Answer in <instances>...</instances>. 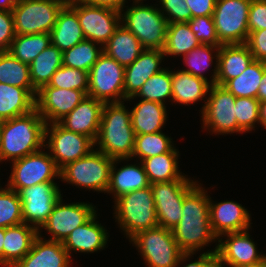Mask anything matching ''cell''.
Listing matches in <instances>:
<instances>
[{"instance_id":"1","label":"cell","mask_w":266,"mask_h":267,"mask_svg":"<svg viewBox=\"0 0 266 267\" xmlns=\"http://www.w3.org/2000/svg\"><path fill=\"white\" fill-rule=\"evenodd\" d=\"M200 184H196L184 197L182 217L172 229L177 245L184 253H195L215 242L216 235L211 228L209 197Z\"/></svg>"},{"instance_id":"2","label":"cell","mask_w":266,"mask_h":267,"mask_svg":"<svg viewBox=\"0 0 266 267\" xmlns=\"http://www.w3.org/2000/svg\"><path fill=\"white\" fill-rule=\"evenodd\" d=\"M46 122L36 109L0 121L1 162L12 161L40 151L45 144Z\"/></svg>"},{"instance_id":"3","label":"cell","mask_w":266,"mask_h":267,"mask_svg":"<svg viewBox=\"0 0 266 267\" xmlns=\"http://www.w3.org/2000/svg\"><path fill=\"white\" fill-rule=\"evenodd\" d=\"M125 103H105L100 121L99 133L95 141L96 150L113 159L132 160L135 131L131 124V114ZM98 144V145H97Z\"/></svg>"},{"instance_id":"4","label":"cell","mask_w":266,"mask_h":267,"mask_svg":"<svg viewBox=\"0 0 266 267\" xmlns=\"http://www.w3.org/2000/svg\"><path fill=\"white\" fill-rule=\"evenodd\" d=\"M114 202L116 221L129 239L141 231L159 226L150 186L124 194Z\"/></svg>"},{"instance_id":"5","label":"cell","mask_w":266,"mask_h":267,"mask_svg":"<svg viewBox=\"0 0 266 267\" xmlns=\"http://www.w3.org/2000/svg\"><path fill=\"white\" fill-rule=\"evenodd\" d=\"M129 241L138 248L148 267H178L195 253H184L172 230L157 226L137 233Z\"/></svg>"},{"instance_id":"6","label":"cell","mask_w":266,"mask_h":267,"mask_svg":"<svg viewBox=\"0 0 266 267\" xmlns=\"http://www.w3.org/2000/svg\"><path fill=\"white\" fill-rule=\"evenodd\" d=\"M139 3L135 2L125 13L121 12V24L136 36L144 49L163 51L168 21L158 7Z\"/></svg>"},{"instance_id":"7","label":"cell","mask_w":266,"mask_h":267,"mask_svg":"<svg viewBox=\"0 0 266 267\" xmlns=\"http://www.w3.org/2000/svg\"><path fill=\"white\" fill-rule=\"evenodd\" d=\"M113 160L93 149L88 155L62 167L60 179L81 188L107 193Z\"/></svg>"},{"instance_id":"8","label":"cell","mask_w":266,"mask_h":267,"mask_svg":"<svg viewBox=\"0 0 266 267\" xmlns=\"http://www.w3.org/2000/svg\"><path fill=\"white\" fill-rule=\"evenodd\" d=\"M66 4L64 0H18L12 10L15 34H50Z\"/></svg>"},{"instance_id":"9","label":"cell","mask_w":266,"mask_h":267,"mask_svg":"<svg viewBox=\"0 0 266 267\" xmlns=\"http://www.w3.org/2000/svg\"><path fill=\"white\" fill-rule=\"evenodd\" d=\"M88 75V96L104 103L126 101L124 97L125 67L115 59L103 52Z\"/></svg>"},{"instance_id":"10","label":"cell","mask_w":266,"mask_h":267,"mask_svg":"<svg viewBox=\"0 0 266 267\" xmlns=\"http://www.w3.org/2000/svg\"><path fill=\"white\" fill-rule=\"evenodd\" d=\"M252 0H217L213 13L217 37L222 45L245 44Z\"/></svg>"},{"instance_id":"11","label":"cell","mask_w":266,"mask_h":267,"mask_svg":"<svg viewBox=\"0 0 266 267\" xmlns=\"http://www.w3.org/2000/svg\"><path fill=\"white\" fill-rule=\"evenodd\" d=\"M67 4L77 13L86 40L104 46L120 26L121 12L118 10L93 6L82 0H74Z\"/></svg>"},{"instance_id":"12","label":"cell","mask_w":266,"mask_h":267,"mask_svg":"<svg viewBox=\"0 0 266 267\" xmlns=\"http://www.w3.org/2000/svg\"><path fill=\"white\" fill-rule=\"evenodd\" d=\"M11 163L12 171L6 186L16 192L39 183L54 182L55 177L60 178V169L50 153L41 150Z\"/></svg>"},{"instance_id":"13","label":"cell","mask_w":266,"mask_h":267,"mask_svg":"<svg viewBox=\"0 0 266 267\" xmlns=\"http://www.w3.org/2000/svg\"><path fill=\"white\" fill-rule=\"evenodd\" d=\"M196 182L185 175L182 180L150 184L159 226L172 230L179 223L183 199Z\"/></svg>"},{"instance_id":"14","label":"cell","mask_w":266,"mask_h":267,"mask_svg":"<svg viewBox=\"0 0 266 267\" xmlns=\"http://www.w3.org/2000/svg\"><path fill=\"white\" fill-rule=\"evenodd\" d=\"M46 139L49 141L44 146L48 147L50 155L59 169L88 155L95 147V142L91 138L68 131L59 123L46 124Z\"/></svg>"},{"instance_id":"15","label":"cell","mask_w":266,"mask_h":267,"mask_svg":"<svg viewBox=\"0 0 266 267\" xmlns=\"http://www.w3.org/2000/svg\"><path fill=\"white\" fill-rule=\"evenodd\" d=\"M235 99L223 86L211 85L209 97L201 110L203 129L222 135L238 133Z\"/></svg>"},{"instance_id":"16","label":"cell","mask_w":266,"mask_h":267,"mask_svg":"<svg viewBox=\"0 0 266 267\" xmlns=\"http://www.w3.org/2000/svg\"><path fill=\"white\" fill-rule=\"evenodd\" d=\"M17 193L21 200L23 223L31 224L41 232V226L48 220L50 213L62 197L57 183H39L20 189Z\"/></svg>"},{"instance_id":"17","label":"cell","mask_w":266,"mask_h":267,"mask_svg":"<svg viewBox=\"0 0 266 267\" xmlns=\"http://www.w3.org/2000/svg\"><path fill=\"white\" fill-rule=\"evenodd\" d=\"M62 200V197L58 200L41 229L44 228L52 235L48 240L63 243L75 228L86 223L96 213V207L84 202L65 205Z\"/></svg>"},{"instance_id":"18","label":"cell","mask_w":266,"mask_h":267,"mask_svg":"<svg viewBox=\"0 0 266 267\" xmlns=\"http://www.w3.org/2000/svg\"><path fill=\"white\" fill-rule=\"evenodd\" d=\"M86 96L81 90L43 86L37 91L35 109L45 120L46 124L58 123Z\"/></svg>"},{"instance_id":"19","label":"cell","mask_w":266,"mask_h":267,"mask_svg":"<svg viewBox=\"0 0 266 267\" xmlns=\"http://www.w3.org/2000/svg\"><path fill=\"white\" fill-rule=\"evenodd\" d=\"M248 230L223 234L226 240L218 238L217 264L219 267H241L264 260L265 254H259L256 244L250 239Z\"/></svg>"},{"instance_id":"20","label":"cell","mask_w":266,"mask_h":267,"mask_svg":"<svg viewBox=\"0 0 266 267\" xmlns=\"http://www.w3.org/2000/svg\"><path fill=\"white\" fill-rule=\"evenodd\" d=\"M216 58L211 85L224 86L229 80L240 76L254 61L246 44L222 45Z\"/></svg>"},{"instance_id":"21","label":"cell","mask_w":266,"mask_h":267,"mask_svg":"<svg viewBox=\"0 0 266 267\" xmlns=\"http://www.w3.org/2000/svg\"><path fill=\"white\" fill-rule=\"evenodd\" d=\"M104 104V102L87 95L58 123L66 130L86 135L95 142L99 133Z\"/></svg>"},{"instance_id":"22","label":"cell","mask_w":266,"mask_h":267,"mask_svg":"<svg viewBox=\"0 0 266 267\" xmlns=\"http://www.w3.org/2000/svg\"><path fill=\"white\" fill-rule=\"evenodd\" d=\"M209 198V217L211 228L217 238L230 232L249 229L250 214L241 204L234 201H221L214 204Z\"/></svg>"},{"instance_id":"23","label":"cell","mask_w":266,"mask_h":267,"mask_svg":"<svg viewBox=\"0 0 266 267\" xmlns=\"http://www.w3.org/2000/svg\"><path fill=\"white\" fill-rule=\"evenodd\" d=\"M165 58L164 52L158 49H144L138 58L125 67L124 97L135 96L142 85L153 75L161 72L160 64Z\"/></svg>"},{"instance_id":"24","label":"cell","mask_w":266,"mask_h":267,"mask_svg":"<svg viewBox=\"0 0 266 267\" xmlns=\"http://www.w3.org/2000/svg\"><path fill=\"white\" fill-rule=\"evenodd\" d=\"M71 260L62 242L42 239L39 232L31 250L13 267H69Z\"/></svg>"},{"instance_id":"25","label":"cell","mask_w":266,"mask_h":267,"mask_svg":"<svg viewBox=\"0 0 266 267\" xmlns=\"http://www.w3.org/2000/svg\"><path fill=\"white\" fill-rule=\"evenodd\" d=\"M95 213L86 223L75 228L63 242L71 257V252L93 253L103 249L108 241L107 230L99 224Z\"/></svg>"},{"instance_id":"26","label":"cell","mask_w":266,"mask_h":267,"mask_svg":"<svg viewBox=\"0 0 266 267\" xmlns=\"http://www.w3.org/2000/svg\"><path fill=\"white\" fill-rule=\"evenodd\" d=\"M39 230L26 223L5 228L3 266L13 267L32 248Z\"/></svg>"},{"instance_id":"27","label":"cell","mask_w":266,"mask_h":267,"mask_svg":"<svg viewBox=\"0 0 266 267\" xmlns=\"http://www.w3.org/2000/svg\"><path fill=\"white\" fill-rule=\"evenodd\" d=\"M121 160H128V158L113 160L110 171L109 186L107 189L108 193L113 194L115 200L124 194L150 186L147 174L144 171L141 161L139 163L141 166H138L137 164H130L122 166L120 169H116V164L121 162Z\"/></svg>"},{"instance_id":"28","label":"cell","mask_w":266,"mask_h":267,"mask_svg":"<svg viewBox=\"0 0 266 267\" xmlns=\"http://www.w3.org/2000/svg\"><path fill=\"white\" fill-rule=\"evenodd\" d=\"M50 35L51 44L61 52L85 40L77 13L68 4L59 12L57 22Z\"/></svg>"},{"instance_id":"29","label":"cell","mask_w":266,"mask_h":267,"mask_svg":"<svg viewBox=\"0 0 266 267\" xmlns=\"http://www.w3.org/2000/svg\"><path fill=\"white\" fill-rule=\"evenodd\" d=\"M130 114L135 135L161 132L168 118L165 104L148 100H139Z\"/></svg>"},{"instance_id":"30","label":"cell","mask_w":266,"mask_h":267,"mask_svg":"<svg viewBox=\"0 0 266 267\" xmlns=\"http://www.w3.org/2000/svg\"><path fill=\"white\" fill-rule=\"evenodd\" d=\"M143 50L136 36L122 24L103 46V52L124 67L131 65Z\"/></svg>"},{"instance_id":"31","label":"cell","mask_w":266,"mask_h":267,"mask_svg":"<svg viewBox=\"0 0 266 267\" xmlns=\"http://www.w3.org/2000/svg\"><path fill=\"white\" fill-rule=\"evenodd\" d=\"M172 77V99L171 101L183 105L193 104L209 93L211 84L182 70L171 71Z\"/></svg>"},{"instance_id":"32","label":"cell","mask_w":266,"mask_h":267,"mask_svg":"<svg viewBox=\"0 0 266 267\" xmlns=\"http://www.w3.org/2000/svg\"><path fill=\"white\" fill-rule=\"evenodd\" d=\"M179 151L173 147L164 154L148 157L141 161L150 184L182 180L185 176L178 170Z\"/></svg>"},{"instance_id":"33","label":"cell","mask_w":266,"mask_h":267,"mask_svg":"<svg viewBox=\"0 0 266 267\" xmlns=\"http://www.w3.org/2000/svg\"><path fill=\"white\" fill-rule=\"evenodd\" d=\"M35 109V98L22 87L0 83V121L25 115Z\"/></svg>"},{"instance_id":"34","label":"cell","mask_w":266,"mask_h":267,"mask_svg":"<svg viewBox=\"0 0 266 267\" xmlns=\"http://www.w3.org/2000/svg\"><path fill=\"white\" fill-rule=\"evenodd\" d=\"M63 65V52L52 44L42 51L29 65L30 79L38 91L51 80L52 75Z\"/></svg>"},{"instance_id":"35","label":"cell","mask_w":266,"mask_h":267,"mask_svg":"<svg viewBox=\"0 0 266 267\" xmlns=\"http://www.w3.org/2000/svg\"><path fill=\"white\" fill-rule=\"evenodd\" d=\"M0 83L25 88L34 98L37 90L30 79L29 65L10 52H0Z\"/></svg>"},{"instance_id":"36","label":"cell","mask_w":266,"mask_h":267,"mask_svg":"<svg viewBox=\"0 0 266 267\" xmlns=\"http://www.w3.org/2000/svg\"><path fill=\"white\" fill-rule=\"evenodd\" d=\"M265 71L266 62L254 60L240 76L229 80L223 87L235 97L257 98Z\"/></svg>"},{"instance_id":"37","label":"cell","mask_w":266,"mask_h":267,"mask_svg":"<svg viewBox=\"0 0 266 267\" xmlns=\"http://www.w3.org/2000/svg\"><path fill=\"white\" fill-rule=\"evenodd\" d=\"M200 44L188 22L170 23L163 52L165 56H184Z\"/></svg>"},{"instance_id":"38","label":"cell","mask_w":266,"mask_h":267,"mask_svg":"<svg viewBox=\"0 0 266 267\" xmlns=\"http://www.w3.org/2000/svg\"><path fill=\"white\" fill-rule=\"evenodd\" d=\"M50 45L51 35L49 33L16 35L8 52L22 63L30 65Z\"/></svg>"},{"instance_id":"39","label":"cell","mask_w":266,"mask_h":267,"mask_svg":"<svg viewBox=\"0 0 266 267\" xmlns=\"http://www.w3.org/2000/svg\"><path fill=\"white\" fill-rule=\"evenodd\" d=\"M99 43L91 40H83L63 52V65L76 68L89 73L99 56L103 53V46L97 47ZM100 49V50H99Z\"/></svg>"},{"instance_id":"40","label":"cell","mask_w":266,"mask_h":267,"mask_svg":"<svg viewBox=\"0 0 266 267\" xmlns=\"http://www.w3.org/2000/svg\"><path fill=\"white\" fill-rule=\"evenodd\" d=\"M141 97V100H148L165 104V99L172 98V77L171 70L163 69L161 72L151 76L141 87L139 92L128 99Z\"/></svg>"},{"instance_id":"41","label":"cell","mask_w":266,"mask_h":267,"mask_svg":"<svg viewBox=\"0 0 266 267\" xmlns=\"http://www.w3.org/2000/svg\"><path fill=\"white\" fill-rule=\"evenodd\" d=\"M171 140L172 138L162 132L136 135L132 158L137 157L142 161L148 157L167 153L174 147Z\"/></svg>"},{"instance_id":"42","label":"cell","mask_w":266,"mask_h":267,"mask_svg":"<svg viewBox=\"0 0 266 267\" xmlns=\"http://www.w3.org/2000/svg\"><path fill=\"white\" fill-rule=\"evenodd\" d=\"M220 47L221 46H215L211 44H200L198 47L192 49L190 52L183 56V60H185L184 63L189 68L182 69V71L202 78L211 84V81H209L206 76L204 77L203 71H205L209 66L212 65L214 58L212 53L216 50L215 54H218Z\"/></svg>"},{"instance_id":"43","label":"cell","mask_w":266,"mask_h":267,"mask_svg":"<svg viewBox=\"0 0 266 267\" xmlns=\"http://www.w3.org/2000/svg\"><path fill=\"white\" fill-rule=\"evenodd\" d=\"M23 223L21 200L16 191L0 186V228Z\"/></svg>"},{"instance_id":"44","label":"cell","mask_w":266,"mask_h":267,"mask_svg":"<svg viewBox=\"0 0 266 267\" xmlns=\"http://www.w3.org/2000/svg\"><path fill=\"white\" fill-rule=\"evenodd\" d=\"M88 82L89 75L87 71L76 68H69L62 65L52 75L48 85L45 86H51L60 89L81 90L87 95Z\"/></svg>"},{"instance_id":"45","label":"cell","mask_w":266,"mask_h":267,"mask_svg":"<svg viewBox=\"0 0 266 267\" xmlns=\"http://www.w3.org/2000/svg\"><path fill=\"white\" fill-rule=\"evenodd\" d=\"M236 120L238 133L249 132L260 123V101L257 98L236 97Z\"/></svg>"},{"instance_id":"46","label":"cell","mask_w":266,"mask_h":267,"mask_svg":"<svg viewBox=\"0 0 266 267\" xmlns=\"http://www.w3.org/2000/svg\"><path fill=\"white\" fill-rule=\"evenodd\" d=\"M188 24L199 43L222 46L217 37L213 16L194 17Z\"/></svg>"},{"instance_id":"47","label":"cell","mask_w":266,"mask_h":267,"mask_svg":"<svg viewBox=\"0 0 266 267\" xmlns=\"http://www.w3.org/2000/svg\"><path fill=\"white\" fill-rule=\"evenodd\" d=\"M159 2L161 5L159 10L165 16L168 24L189 22L191 20L192 13L185 0H160Z\"/></svg>"},{"instance_id":"48","label":"cell","mask_w":266,"mask_h":267,"mask_svg":"<svg viewBox=\"0 0 266 267\" xmlns=\"http://www.w3.org/2000/svg\"><path fill=\"white\" fill-rule=\"evenodd\" d=\"M16 36L12 11H0V52H7Z\"/></svg>"},{"instance_id":"49","label":"cell","mask_w":266,"mask_h":267,"mask_svg":"<svg viewBox=\"0 0 266 267\" xmlns=\"http://www.w3.org/2000/svg\"><path fill=\"white\" fill-rule=\"evenodd\" d=\"M248 29L258 31L266 29V0H252L248 13Z\"/></svg>"},{"instance_id":"50","label":"cell","mask_w":266,"mask_h":267,"mask_svg":"<svg viewBox=\"0 0 266 267\" xmlns=\"http://www.w3.org/2000/svg\"><path fill=\"white\" fill-rule=\"evenodd\" d=\"M245 44L249 47L254 60L266 62V29L249 32Z\"/></svg>"},{"instance_id":"51","label":"cell","mask_w":266,"mask_h":267,"mask_svg":"<svg viewBox=\"0 0 266 267\" xmlns=\"http://www.w3.org/2000/svg\"><path fill=\"white\" fill-rule=\"evenodd\" d=\"M191 10L192 18L198 16H213L217 0H185Z\"/></svg>"},{"instance_id":"52","label":"cell","mask_w":266,"mask_h":267,"mask_svg":"<svg viewBox=\"0 0 266 267\" xmlns=\"http://www.w3.org/2000/svg\"><path fill=\"white\" fill-rule=\"evenodd\" d=\"M216 252L217 246L212 251L200 254L197 261L186 264L184 267H214L217 264Z\"/></svg>"},{"instance_id":"53","label":"cell","mask_w":266,"mask_h":267,"mask_svg":"<svg viewBox=\"0 0 266 267\" xmlns=\"http://www.w3.org/2000/svg\"><path fill=\"white\" fill-rule=\"evenodd\" d=\"M83 2L93 6L109 7L120 12H123L126 0H82Z\"/></svg>"},{"instance_id":"54","label":"cell","mask_w":266,"mask_h":267,"mask_svg":"<svg viewBox=\"0 0 266 267\" xmlns=\"http://www.w3.org/2000/svg\"><path fill=\"white\" fill-rule=\"evenodd\" d=\"M257 99L260 102L266 101V71L264 72L261 84L259 85L258 91H257Z\"/></svg>"},{"instance_id":"55","label":"cell","mask_w":266,"mask_h":267,"mask_svg":"<svg viewBox=\"0 0 266 267\" xmlns=\"http://www.w3.org/2000/svg\"><path fill=\"white\" fill-rule=\"evenodd\" d=\"M18 0H0V11H12Z\"/></svg>"},{"instance_id":"56","label":"cell","mask_w":266,"mask_h":267,"mask_svg":"<svg viewBox=\"0 0 266 267\" xmlns=\"http://www.w3.org/2000/svg\"><path fill=\"white\" fill-rule=\"evenodd\" d=\"M260 125L266 128V101L260 102Z\"/></svg>"},{"instance_id":"57","label":"cell","mask_w":266,"mask_h":267,"mask_svg":"<svg viewBox=\"0 0 266 267\" xmlns=\"http://www.w3.org/2000/svg\"><path fill=\"white\" fill-rule=\"evenodd\" d=\"M5 237V228H0V266H3V242Z\"/></svg>"},{"instance_id":"58","label":"cell","mask_w":266,"mask_h":267,"mask_svg":"<svg viewBox=\"0 0 266 267\" xmlns=\"http://www.w3.org/2000/svg\"><path fill=\"white\" fill-rule=\"evenodd\" d=\"M241 267H265V258H264V260H262L260 262L244 265V266H241Z\"/></svg>"},{"instance_id":"59","label":"cell","mask_w":266,"mask_h":267,"mask_svg":"<svg viewBox=\"0 0 266 267\" xmlns=\"http://www.w3.org/2000/svg\"><path fill=\"white\" fill-rule=\"evenodd\" d=\"M0 162H1V131H0Z\"/></svg>"},{"instance_id":"60","label":"cell","mask_w":266,"mask_h":267,"mask_svg":"<svg viewBox=\"0 0 266 267\" xmlns=\"http://www.w3.org/2000/svg\"><path fill=\"white\" fill-rule=\"evenodd\" d=\"M66 3L72 2L74 0H64Z\"/></svg>"},{"instance_id":"61","label":"cell","mask_w":266,"mask_h":267,"mask_svg":"<svg viewBox=\"0 0 266 267\" xmlns=\"http://www.w3.org/2000/svg\"><path fill=\"white\" fill-rule=\"evenodd\" d=\"M143 0H133V3L134 2H142Z\"/></svg>"}]
</instances>
